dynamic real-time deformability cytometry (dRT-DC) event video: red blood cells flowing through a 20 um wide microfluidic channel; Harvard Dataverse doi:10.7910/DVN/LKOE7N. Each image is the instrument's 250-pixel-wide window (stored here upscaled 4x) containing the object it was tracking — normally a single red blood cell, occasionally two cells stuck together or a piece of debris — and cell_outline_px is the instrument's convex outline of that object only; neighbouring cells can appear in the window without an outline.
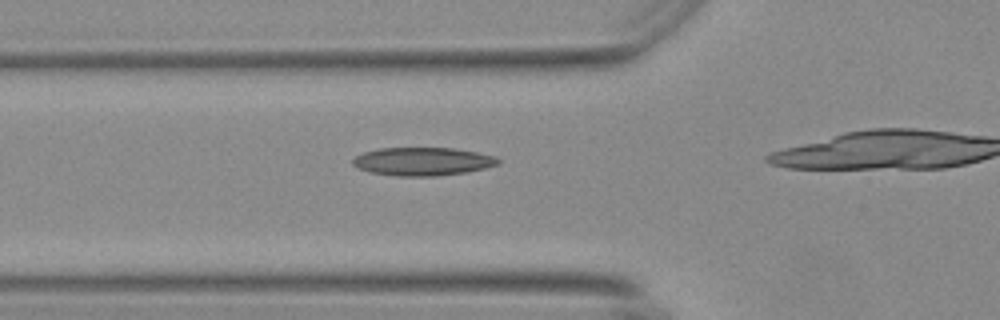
{"species": "Egyptian fruit bat (a non-hibernating species)", "species_latin": "Rousettus aegyptiacus", "temperature_condition": "warm", "stored_images_in_passage": 40, "camera_frame_rate_fps": 3000, "um_per_image_px": 0.085, "animal": {"sex": "female"}, "frame": {"image": 1, "passage_image": 15, "time_ms": 4.667, "image_size_px": [1000, 320], "cell_outline_px": [[500, 164], [484, 168], [464, 172], [432, 176], [396, 176], [372, 172], [360, 168], [352, 164], [352, 160], [356, 156], [364, 152], [380, 148], [456, 148], [496, 156], [500, 160]], "centroid_in_image_um": [35.95, 13.71], "position_along_channel_um": 89.9, "area_um2": 23.7}}
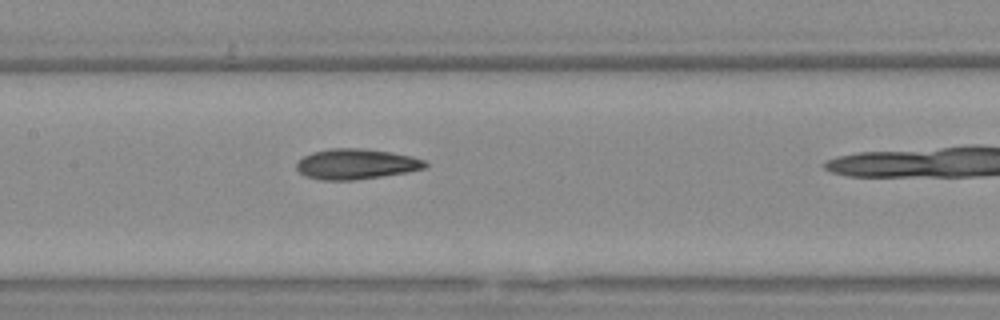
{"frame": {"image": 2, "passage_image": 22, "time_ms": 7.0, "image_size_px": [1000, 320], "cell_outline_px": [[428, 164], [424, 168], [404, 172], [380, 176], [352, 180], [320, 180], [308, 176], [300, 172], [296, 168], [296, 164], [304, 156], [312, 152], [328, 148], [360, 148], [392, 152], [412, 156], [424, 160]], "centroid_in_image_um": [30.25, 13.93], "position_along_channel_um": 177.1, "area_um2": 22.54}}
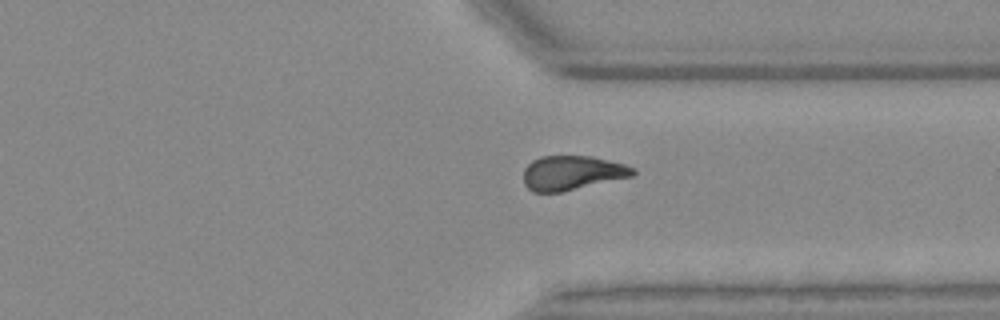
{"frame": {"image": 3, "passage_image": 37, "time_ms": 12.0, "image_size_px": [1000, 320], "cell_outline_px": [[636, 172], [632, 176], [560, 192], [532, 192], [524, 184], [524, 168], [532, 160], [540, 156], [592, 156], [624, 164], [636, 168]], "centroid_in_image_um": [48.61, 14.68], "position_along_channel_um": 362.8, "area_um2": 21.85}}